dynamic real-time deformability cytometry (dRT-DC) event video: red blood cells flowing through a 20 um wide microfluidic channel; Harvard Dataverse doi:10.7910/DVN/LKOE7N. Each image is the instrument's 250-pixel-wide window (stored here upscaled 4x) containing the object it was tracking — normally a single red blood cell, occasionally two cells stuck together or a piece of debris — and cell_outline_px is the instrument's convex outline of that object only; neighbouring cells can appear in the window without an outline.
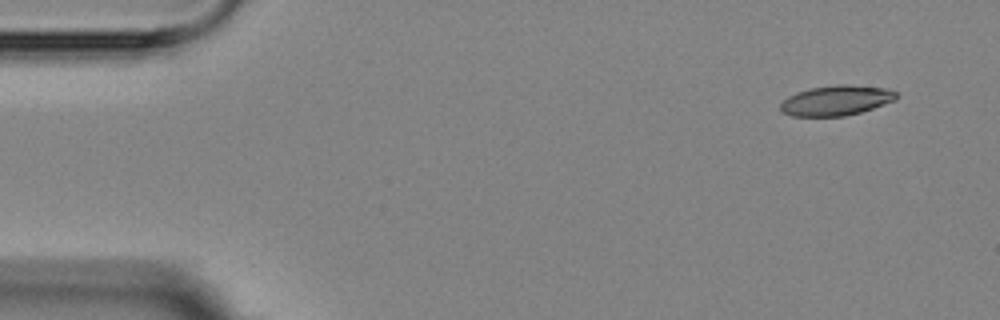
{"species": "Egyptian fruit bat (a non-hibernating species)", "species_latin": "Rousettus aegyptiacus", "temperature_condition": "room temperature", "stored_images_in_passage": 4, "camera_frame_rate_fps": 3000, "um_per_image_px": 0.085, "animal": {"sex": "female"}, "frame": {"image": 1, "passage_image": 1, "time_ms": 0.0, "image_size_px": [1000, 320], "cell_outline_px": [[896, 100], [860, 112], [844, 116], [792, 116], [784, 112], [780, 108], [780, 104], [788, 96], [796, 92], [808, 88], [836, 84], [848, 84], [884, 88], [896, 92]], "centroid_in_image_um": [71.05, 8.53], "position_along_channel_um": 13.9, "area_um2": 20.23}}